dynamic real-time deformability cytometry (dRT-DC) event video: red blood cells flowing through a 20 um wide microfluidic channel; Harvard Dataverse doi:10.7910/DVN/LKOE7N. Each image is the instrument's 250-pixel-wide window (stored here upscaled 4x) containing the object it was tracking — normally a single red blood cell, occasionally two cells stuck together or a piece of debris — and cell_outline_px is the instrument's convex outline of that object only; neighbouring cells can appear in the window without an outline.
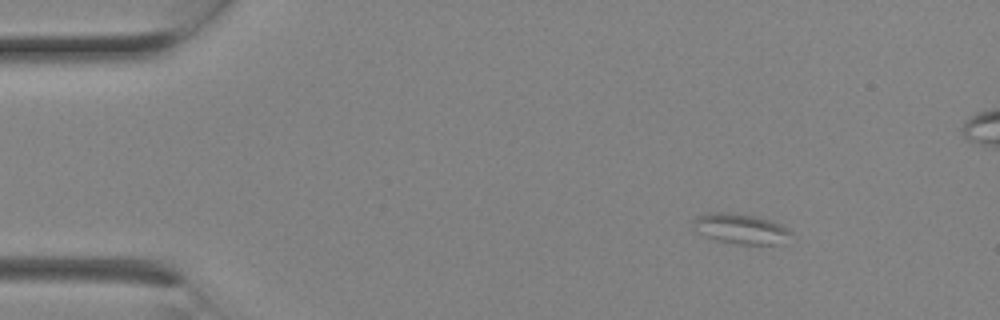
{"species": "Egyptian fruit bat (a non-hibernating species)", "species_latin": "Rousettus aegyptiacus", "temperature_condition": "room temperature", "stored_images_in_passage": 2, "camera_frame_rate_fps": 3000, "um_per_image_px": 0.085, "animal": {"sex": "female"}, "frame": {"image": 1, "passage_image": 2, "time_ms": 0.333, "image_size_px": [1000, 320], "cell_outline_px": [[792, 232], [776, 244], [740, 244], [716, 240], [704, 236], [696, 232], [692, 228], [692, 224], [696, 216], [708, 212], [728, 212], [752, 216], [768, 220], [780, 224]], "centroid_in_image_um": [62.82, 19.43], "position_along_channel_um": 22.2, "area_um2": 16.88}}